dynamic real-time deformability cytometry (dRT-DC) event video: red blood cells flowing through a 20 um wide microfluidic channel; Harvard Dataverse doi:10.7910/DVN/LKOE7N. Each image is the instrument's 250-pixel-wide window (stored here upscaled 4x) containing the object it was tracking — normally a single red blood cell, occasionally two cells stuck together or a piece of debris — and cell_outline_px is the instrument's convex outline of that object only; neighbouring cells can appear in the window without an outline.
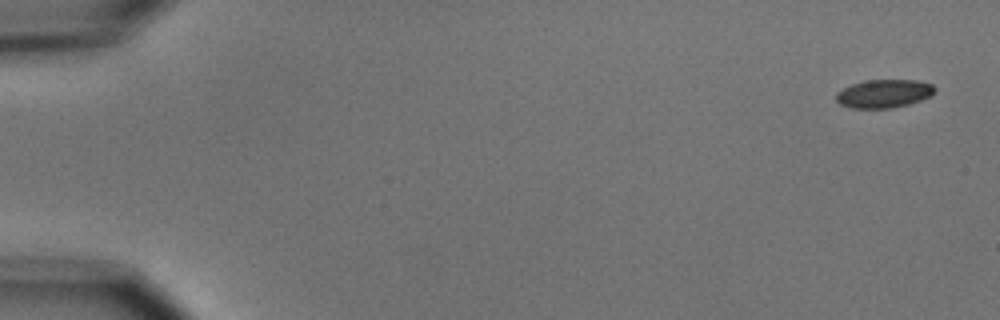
{"species": "common noctule bat (a hibernating species)", "species_latin": "Nyctalus noctula", "temperature_condition": "cold", "stored_images_in_passage": 5, "camera_frame_rate_fps": 3000, "um_per_image_px": 0.085, "animal": {"sex": "male", "body_mass_g": 15.6}, "frame": {"image": 1, "passage_image": 1, "time_ms": 0.0, "image_size_px": [1000, 320], "cell_outline_px": [[936, 88], [932, 96], [908, 104], [892, 108], [852, 108], [840, 104], [836, 100], [836, 92], [852, 84], [864, 80], [916, 80], [932, 84]], "centroid_in_image_um": [75.14, 7.95], "position_along_channel_um": 9.9, "area_um2": 16.3}}
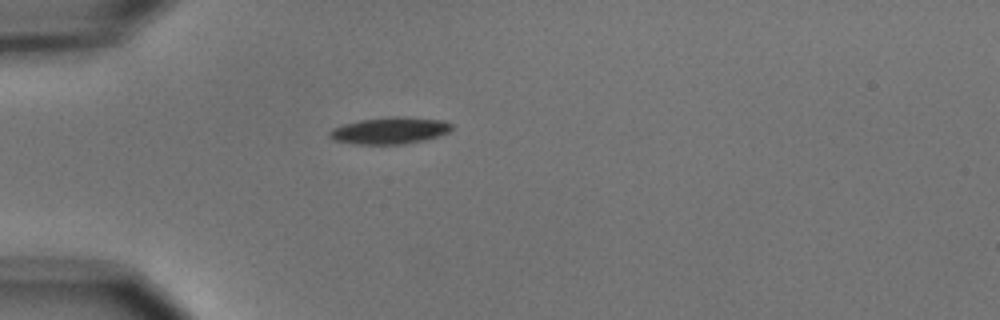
{"frame": {"image": 2, "passage_image": 5, "time_ms": 4.667, "image_size_px": [1000, 320], "cell_outline_px": [[452, 128], [448, 132], [424, 140], [404, 144], [356, 144], [332, 140], [328, 136], [328, 132], [332, 128], [344, 124], [360, 120], [392, 116], [404, 116], [444, 120], [452, 124]], "centroid_in_image_um": [33.11, 11.09], "position_along_channel_um": 51.9, "area_um2": 19.13}}